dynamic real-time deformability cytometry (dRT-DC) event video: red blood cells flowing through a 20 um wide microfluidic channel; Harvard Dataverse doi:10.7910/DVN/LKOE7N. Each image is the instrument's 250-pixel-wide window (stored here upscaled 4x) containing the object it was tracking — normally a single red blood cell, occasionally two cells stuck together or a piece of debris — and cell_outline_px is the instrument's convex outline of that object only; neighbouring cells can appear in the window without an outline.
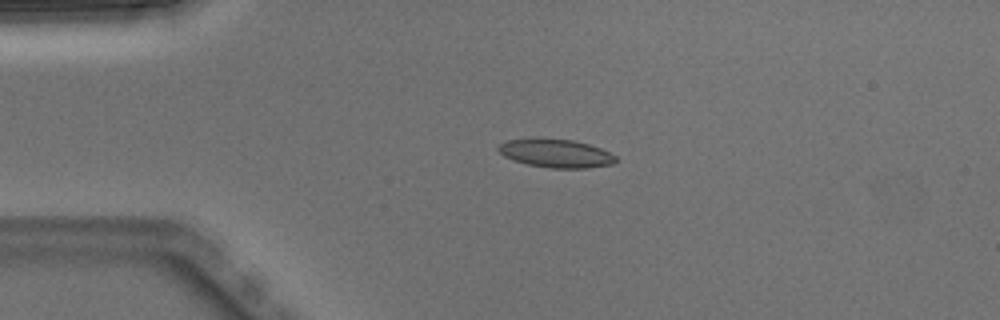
{"species": "Egyptian fruit bat (a non-hibernating species)", "species_latin": "Rousettus aegyptiacus", "temperature_condition": "warm", "stored_images_in_passage": 7, "camera_frame_rate_fps": 3000, "um_per_image_px": 0.085, "animal": {"sex": "male"}, "frame": {"image": 1, "passage_image": 4, "time_ms": 1.0, "image_size_px": [1000, 320], "cell_outline_px": [[616, 160], [612, 164], [588, 168], [548, 168], [528, 164], [504, 156], [496, 148], [504, 140], [536, 136], [572, 140], [588, 144], [600, 148], [616, 156]], "centroid_in_image_um": [47.2, 13.0], "position_along_channel_um": 37.8, "area_um2": 19.77}}